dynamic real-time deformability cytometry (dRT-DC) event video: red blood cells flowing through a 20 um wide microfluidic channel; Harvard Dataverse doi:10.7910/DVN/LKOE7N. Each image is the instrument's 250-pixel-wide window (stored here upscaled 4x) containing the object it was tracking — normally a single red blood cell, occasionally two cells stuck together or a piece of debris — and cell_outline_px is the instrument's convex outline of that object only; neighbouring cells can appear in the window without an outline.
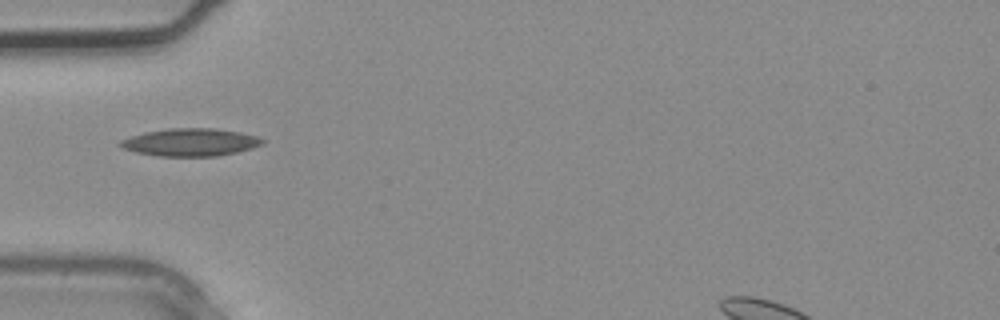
{"species": "common noctule bat (a hibernating species)", "species_latin": "Nyctalus noctula", "temperature_condition": "warm", "stored_images_in_passage": 1, "camera_frame_rate_fps": 3000, "um_per_image_px": 0.085, "animal": {"sex": "male", "body_mass_g": 20.4}, "frame": {"image": 1, "passage_image": 1, "time_ms": 0.0, "image_size_px": [1000, 320], "cell_outline_px": [[264, 144], [252, 148], [236, 152], [216, 156], [156, 156], [136, 152], [124, 148], [116, 144], [120, 140], [144, 132], [168, 128], [216, 128], [240, 132], [256, 136], [264, 140]], "centroid_in_image_um": [16.17, 12.09], "position_along_channel_um": 68.8, "area_um2": 22.95}}